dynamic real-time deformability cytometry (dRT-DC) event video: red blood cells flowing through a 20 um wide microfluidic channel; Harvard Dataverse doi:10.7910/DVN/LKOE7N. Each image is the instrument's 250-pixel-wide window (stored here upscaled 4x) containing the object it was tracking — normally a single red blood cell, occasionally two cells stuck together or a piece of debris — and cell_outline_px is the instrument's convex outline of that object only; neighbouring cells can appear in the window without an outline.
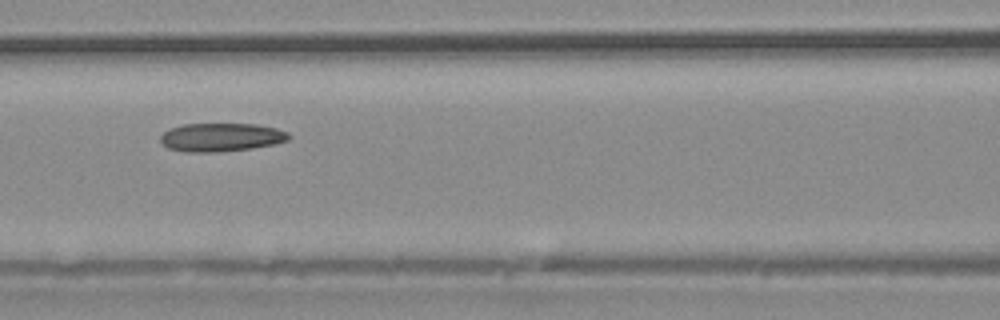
{"species": "common noctule bat (a hibernating species)", "species_latin": "Nyctalus noctula", "temperature_condition": "warm", "stored_images_in_passage": 38, "camera_frame_rate_fps": 3000, "um_per_image_px": 0.085, "animal": {"sex": "male", "body_mass_g": 20.4}, "frame": {"image": 1, "passage_image": 17, "time_ms": 5.333, "image_size_px": [1000, 320], "cell_outline_px": [[292, 136], [288, 140], [276, 144], [252, 148], [216, 152], [184, 152], [168, 148], [160, 144], [160, 136], [164, 132], [172, 128], [184, 124], [256, 124], [276, 128], [288, 132]], "centroid_in_image_um": [18.8, 11.67], "position_along_channel_um": 147.8, "area_um2": 21.39}}